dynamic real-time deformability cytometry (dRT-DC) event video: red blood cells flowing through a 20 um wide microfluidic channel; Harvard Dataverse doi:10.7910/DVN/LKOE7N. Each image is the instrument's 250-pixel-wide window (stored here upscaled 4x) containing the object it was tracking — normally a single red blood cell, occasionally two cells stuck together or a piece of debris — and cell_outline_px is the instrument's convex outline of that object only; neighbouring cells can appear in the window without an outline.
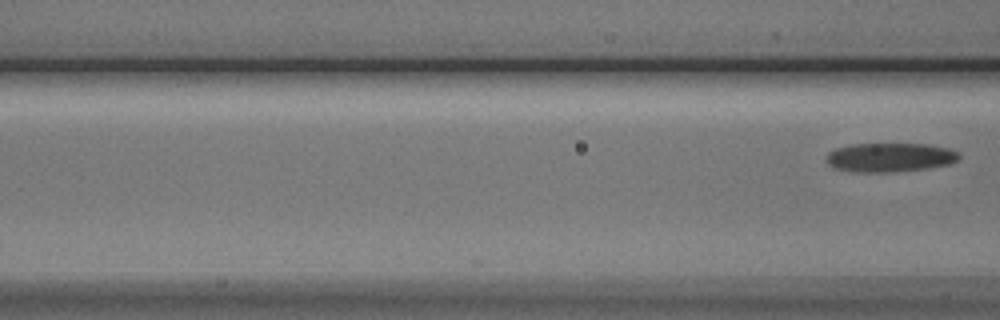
{"species": "Egyptian fruit bat (a non-hibernating species)", "species_latin": "Rousettus aegyptiacus", "temperature_condition": "cold", "stored_images_in_passage": 8, "camera_frame_rate_fps": 3000, "um_per_image_px": 0.085, "animal": {"sex": "male"}, "frame": {"image": 1, "passage_image": 8, "time_ms": 2.333, "image_size_px": [1000, 320], "cell_outline_px": [[960, 156], [956, 160], [948, 164], [928, 168], [892, 172], [856, 172], [836, 168], [828, 164], [828, 152], [836, 148], [852, 144], [928, 144], [948, 148], [960, 152]], "centroid_in_image_um": [75.67, 13.37], "position_along_channel_um": 90.9, "area_um2": 22.31}}